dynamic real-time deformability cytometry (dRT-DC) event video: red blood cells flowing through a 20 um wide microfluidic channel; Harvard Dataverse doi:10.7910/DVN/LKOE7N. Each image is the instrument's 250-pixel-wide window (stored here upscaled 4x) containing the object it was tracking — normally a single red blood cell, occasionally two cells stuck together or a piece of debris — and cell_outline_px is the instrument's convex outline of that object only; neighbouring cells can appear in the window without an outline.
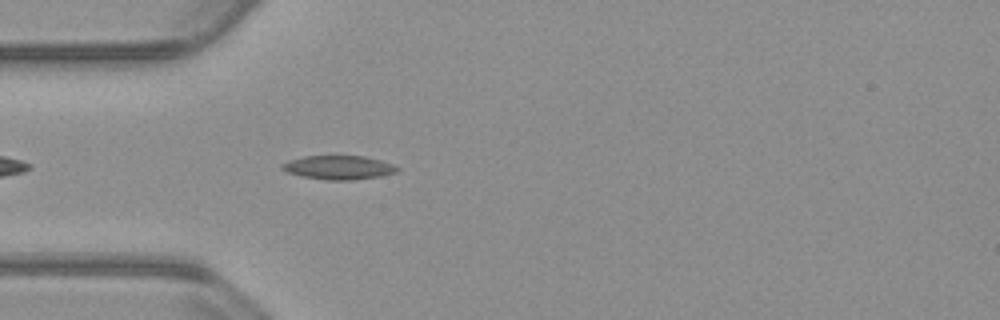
{"species": "common noctule bat (a hibernating species)", "species_latin": "Nyctalus noctula", "temperature_condition": "warm", "stored_images_in_passage": 8, "camera_frame_rate_fps": 3000, "um_per_image_px": 0.085, "animal": {"sex": "male", "body_mass_g": 23.1, "forearm_length_mm": 52.7}, "frame": {"image": 1, "passage_image": 5, "time_ms": 1.333, "image_size_px": [1000, 320], "cell_outline_px": [[400, 168], [396, 172], [380, 176], [352, 180], [328, 180], [304, 176], [288, 172], [280, 168], [280, 164], [288, 160], [304, 156], [364, 156], [380, 160], [392, 164]], "centroid_in_image_um": [28.77, 14.23], "position_along_channel_um": 56.2, "area_um2": 15.9}}